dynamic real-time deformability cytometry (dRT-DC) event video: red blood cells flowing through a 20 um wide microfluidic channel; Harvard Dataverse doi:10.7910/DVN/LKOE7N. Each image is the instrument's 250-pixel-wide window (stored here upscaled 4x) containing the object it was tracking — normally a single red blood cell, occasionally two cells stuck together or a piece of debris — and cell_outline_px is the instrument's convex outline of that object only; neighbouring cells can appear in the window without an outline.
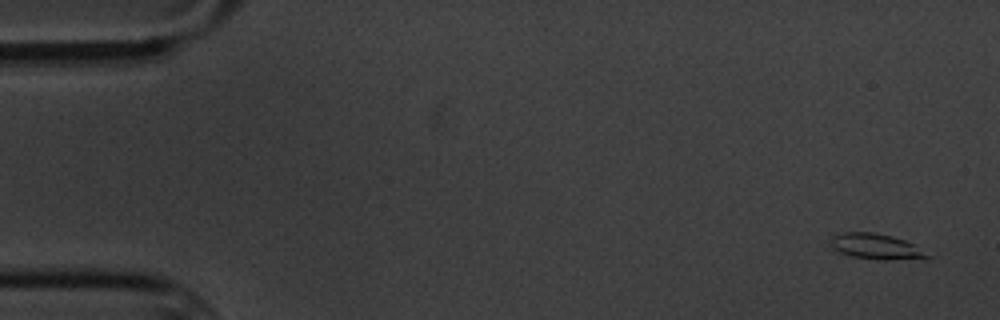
{"species": "common noctule bat (a hibernating species)", "species_latin": "Nyctalus noctula", "temperature_condition": "cold", "stored_images_in_passage": 5, "camera_frame_rate_fps": 3000, "um_per_image_px": 0.085, "animal": {"sex": "male", "body_mass_g": 20.1, "forearm_length_mm": 53.5}, "frame": {"image": 1, "passage_image": 1, "time_ms": 0.0, "image_size_px": [1000, 320], "cell_outline_px": [[932, 256], [924, 260], [876, 260], [852, 256], [840, 252], [832, 248], [828, 240], [832, 236], [840, 232], [872, 232], [892, 236], [904, 240], [912, 244]], "centroid_in_image_um": [74.47, 20.97], "position_along_channel_um": 10.5, "area_um2": 14.74}}
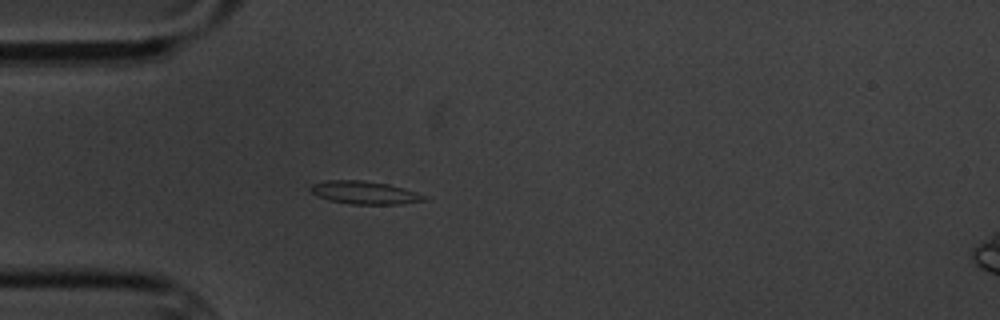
{"frame": {"image": 2, "passage_image": 5, "time_ms": 4.667, "image_size_px": [1000, 320], "cell_outline_px": [[428, 200], [400, 204], [352, 204], [328, 200], [312, 192], [308, 188], [312, 184], [328, 180], [364, 180], [388, 184], [404, 188], [428, 196]], "centroid_in_image_um": [31.03, 16.37], "position_along_channel_um": 54.0, "area_um2": 15.2}}